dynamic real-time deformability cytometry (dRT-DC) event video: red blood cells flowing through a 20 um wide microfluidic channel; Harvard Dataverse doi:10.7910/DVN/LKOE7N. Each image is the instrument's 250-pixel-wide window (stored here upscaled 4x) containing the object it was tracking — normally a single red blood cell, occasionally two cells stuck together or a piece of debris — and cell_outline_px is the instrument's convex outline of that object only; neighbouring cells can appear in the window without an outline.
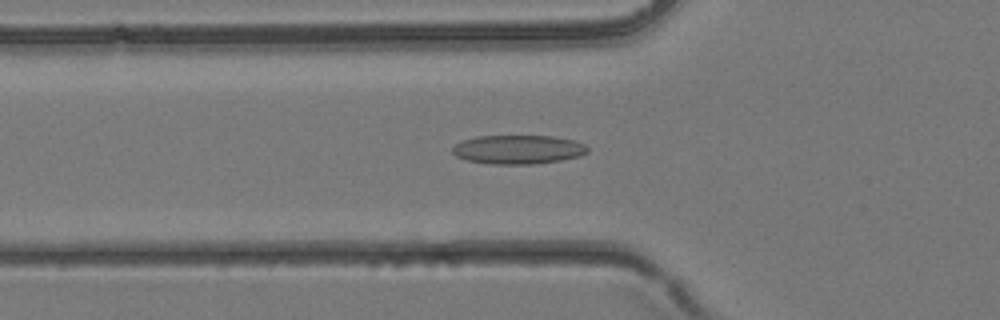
{"species": "common noctule bat (a hibernating species)", "species_latin": "Nyctalus noctula", "temperature_condition": "room temperature", "stored_images_in_passage": 37, "camera_frame_rate_fps": 3000, "um_per_image_px": 0.085, "animal": {"sex": "female", "body_mass_g": 24.6, "forearm_length_mm": 56.2}, "frame": {"image": 1, "passage_image": 13, "time_ms": 4.0, "image_size_px": [1000, 320], "cell_outline_px": [[588, 152], [580, 156], [560, 160], [536, 164], [492, 164], [468, 160], [456, 156], [452, 152], [452, 148], [456, 144], [464, 140], [476, 136], [552, 136], [576, 140], [584, 144], [588, 148]], "centroid_in_image_um": [44.07, 12.7], "position_along_channel_um": 81.7, "area_um2": 22.77}}
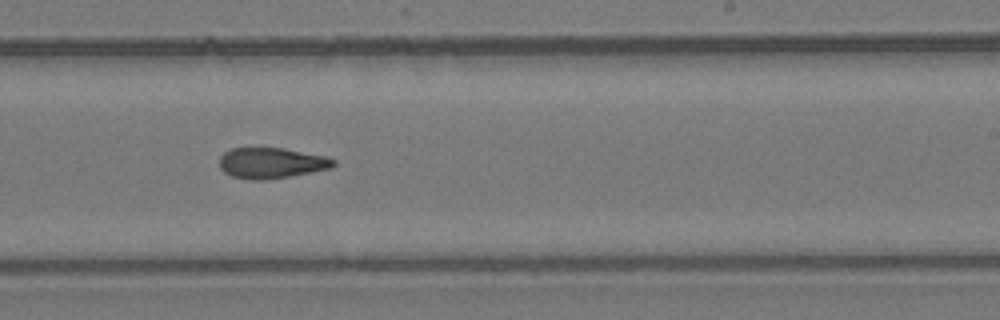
{"frame": {"image": 2, "passage_image": 23, "time_ms": 7.333, "image_size_px": [1000, 320], "cell_outline_px": [[336, 164], [332, 168], [268, 180], [252, 180], [232, 176], [224, 172], [220, 168], [220, 156], [224, 152], [232, 148], [284, 148], [328, 156], [336, 160]], "centroid_in_image_um": [23.1, 13.85], "position_along_channel_um": 265.9, "area_um2": 20.58}}
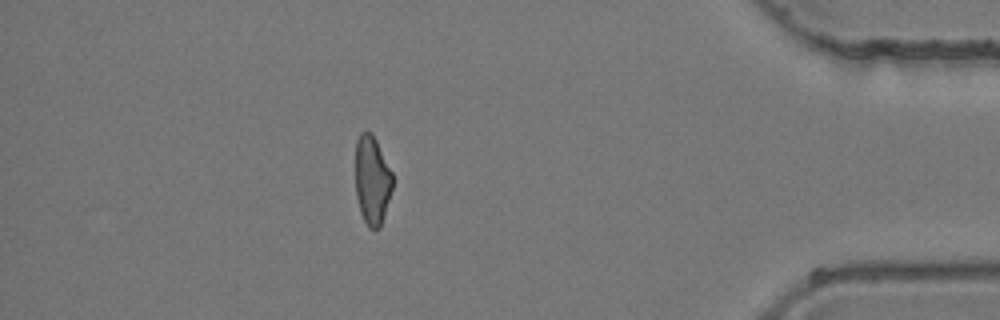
{"frame": {"image": 3, "passage_image": 33, "time_ms": 10.667, "image_size_px": [1000, 320], "cell_outline_px": [[392, 188], [384, 216], [380, 228], [368, 228], [360, 212], [356, 196], [356, 140], [360, 132], [372, 132], [392, 172]], "centroid_in_image_um": [31.62, 15.31], "position_along_channel_um": 403.6, "area_um2": 19.13}}